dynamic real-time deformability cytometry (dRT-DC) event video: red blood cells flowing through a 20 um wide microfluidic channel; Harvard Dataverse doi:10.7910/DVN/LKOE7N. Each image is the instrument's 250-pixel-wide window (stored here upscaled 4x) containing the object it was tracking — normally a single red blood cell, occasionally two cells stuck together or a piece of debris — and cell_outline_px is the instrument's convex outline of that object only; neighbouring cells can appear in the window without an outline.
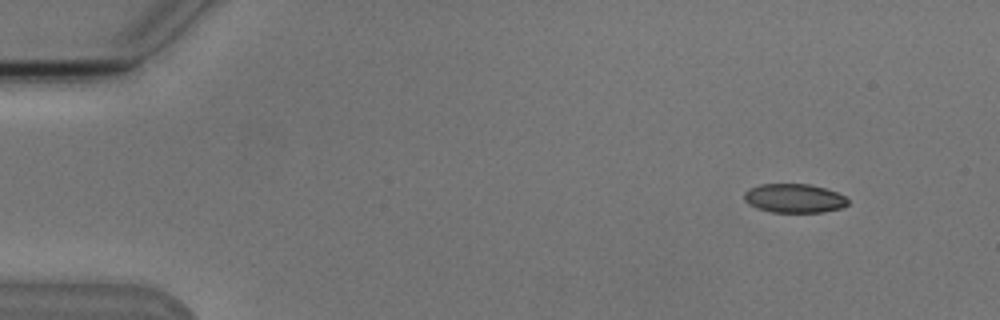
{"species": "Egyptian fruit bat (a non-hibernating species)", "species_latin": "Rousettus aegyptiacus", "temperature_condition": "cold", "stored_images_in_passage": 5, "camera_frame_rate_fps": 3000, "um_per_image_px": 0.085, "animal": {"sex": "male"}, "frame": {"image": 1, "passage_image": 2, "time_ms": 1.333, "image_size_px": [1000, 320], "cell_outline_px": [[848, 204], [844, 208], [824, 212], [772, 212], [756, 208], [748, 204], [744, 200], [744, 192], [748, 188], [760, 184], [808, 184], [824, 188], [836, 192], [844, 196], [848, 200]], "centroid_in_image_um": [67.49, 16.86], "position_along_channel_um": 17.5, "area_um2": 17.63}}
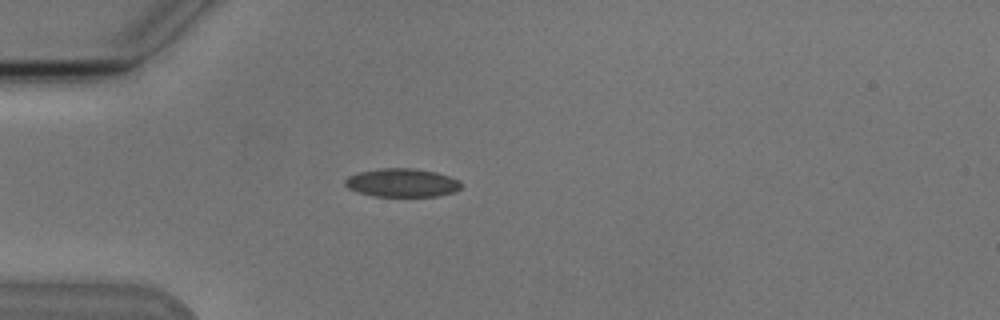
{"frame": {"image": 2, "passage_image": 5, "time_ms": 4.667, "image_size_px": [1000, 320], "cell_outline_px": [[464, 184], [456, 192], [436, 196], [372, 196], [348, 188], [344, 184], [344, 180], [348, 176], [360, 172], [380, 168], [416, 168], [436, 172], [460, 180]], "centroid_in_image_um": [34.21, 15.53], "position_along_channel_um": 50.8, "area_um2": 19.36}}